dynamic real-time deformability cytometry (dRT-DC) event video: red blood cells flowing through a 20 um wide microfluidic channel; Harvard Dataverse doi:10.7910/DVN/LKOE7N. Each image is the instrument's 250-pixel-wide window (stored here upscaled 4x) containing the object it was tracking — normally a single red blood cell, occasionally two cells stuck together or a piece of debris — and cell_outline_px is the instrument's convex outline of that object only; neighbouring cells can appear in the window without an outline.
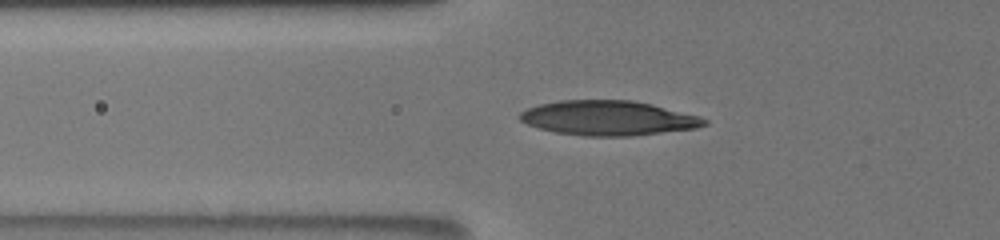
{"species": "human", "species_latin": "Homo sapiens", "temperature_condition": "room temperature", "stored_images_in_passage": 12, "camera_frame_rate_fps": 3000, "um_per_image_px": 0.085, "donor": {"sex": "male"}, "frame": {"image": 1, "passage_image": 5, "time_ms": 0.667, "image_size_px": [1000, 240], "cell_outline_px": [[708, 124], [696, 128], [632, 136], [584, 136], [552, 132], [528, 124], [520, 120], [520, 112], [528, 108], [540, 104], [560, 100], [632, 100], [652, 104], [700, 116], [708, 120]], "centroid_in_image_um": [51.72, 10.03], "position_along_channel_um": 74.1, "area_um2": 37.34}}